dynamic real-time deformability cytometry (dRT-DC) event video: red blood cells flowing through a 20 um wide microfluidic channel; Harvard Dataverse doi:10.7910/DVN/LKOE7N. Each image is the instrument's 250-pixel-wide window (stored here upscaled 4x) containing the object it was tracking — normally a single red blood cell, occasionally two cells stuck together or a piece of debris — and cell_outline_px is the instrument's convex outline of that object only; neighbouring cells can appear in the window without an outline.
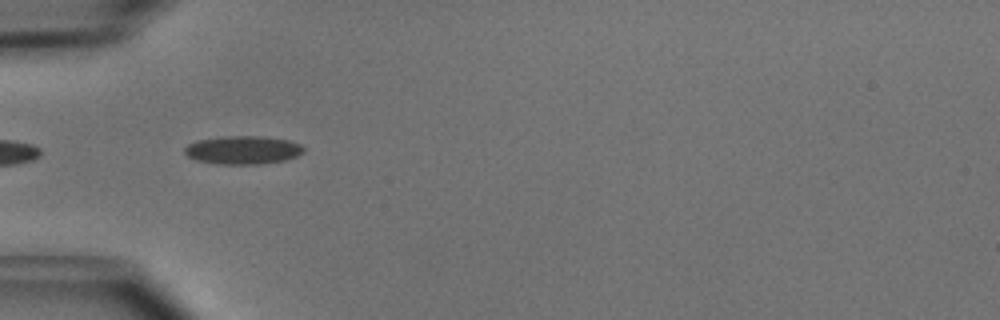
{"species": "common noctule bat (a hibernating species)", "species_latin": "Nyctalus noctula", "temperature_condition": "cold", "stored_images_in_passage": 5, "camera_frame_rate_fps": 3000, "um_per_image_px": 0.085, "animal": {"sex": "male", "body_mass_g": 15.6}, "frame": {"image": 1, "passage_image": 2, "time_ms": 0.333, "image_size_px": [1000, 320], "cell_outline_px": [[304, 152], [296, 156], [284, 160], [260, 164], [216, 164], [196, 160], [188, 156], [184, 152], [184, 148], [188, 144], [196, 140], [228, 136], [260, 136], [288, 140], [300, 144], [304, 148]], "centroid_in_image_um": [20.63, 12.75], "position_along_channel_um": 64.4, "area_um2": 19.59}}